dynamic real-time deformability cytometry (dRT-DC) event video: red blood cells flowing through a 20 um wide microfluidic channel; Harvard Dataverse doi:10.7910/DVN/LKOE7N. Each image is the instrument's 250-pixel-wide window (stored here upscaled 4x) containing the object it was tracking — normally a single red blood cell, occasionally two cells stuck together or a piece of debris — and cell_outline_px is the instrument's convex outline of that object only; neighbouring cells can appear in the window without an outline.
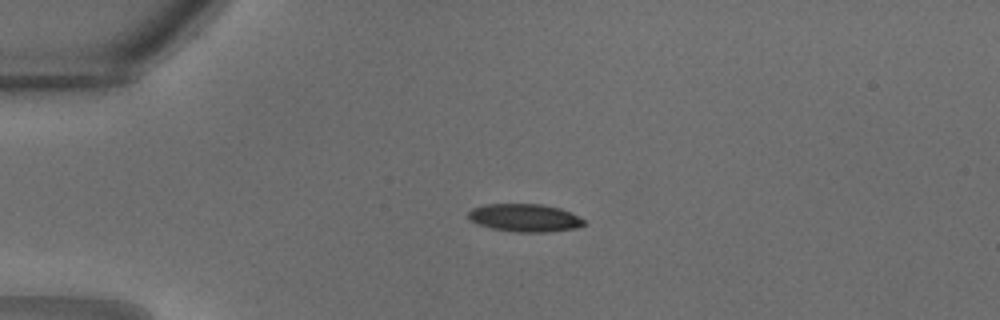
{"species": "common noctule bat (a hibernating species)", "species_latin": "Nyctalus noctula", "temperature_condition": "warm", "stored_images_in_passage": 25, "camera_frame_rate_fps": 3000, "um_per_image_px": 0.085, "animal": {"sex": "male", "body_mass_g": 18.8}, "frame": {"image": 1, "passage_image": 1, "time_ms": 0.0, "image_size_px": [1000, 320], "cell_outline_px": [[584, 224], [576, 228], [548, 232], [516, 232], [492, 228], [476, 224], [468, 220], [468, 212], [472, 208], [484, 204], [540, 204], [560, 208], [572, 212], [584, 220]], "centroid_in_image_um": [44.57, 18.51], "position_along_channel_um": 40.4, "area_um2": 18.9}}
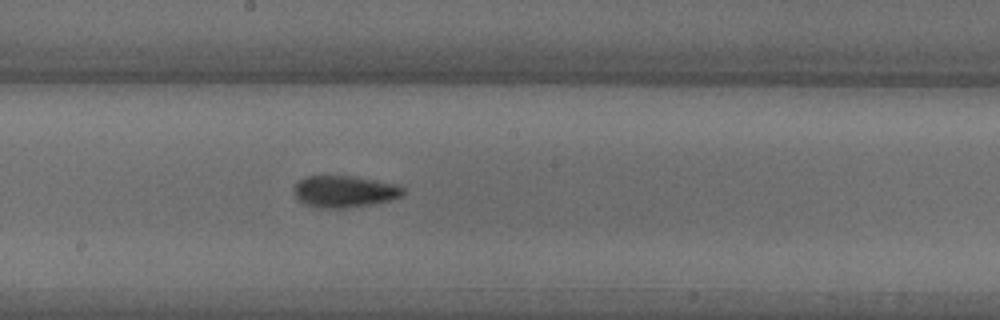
{"frame": {"image": 2, "passage_image": 11, "time_ms": 3.333, "image_size_px": [1000, 320], "cell_outline_px": [[404, 196], [376, 204], [348, 208], [316, 208], [304, 204], [296, 200], [292, 192], [292, 188], [300, 180], [308, 176], [348, 176], [400, 184], [404, 188]], "centroid_in_image_um": [29.27, 16.3], "position_along_channel_um": 218.9, "area_um2": 20.63}}
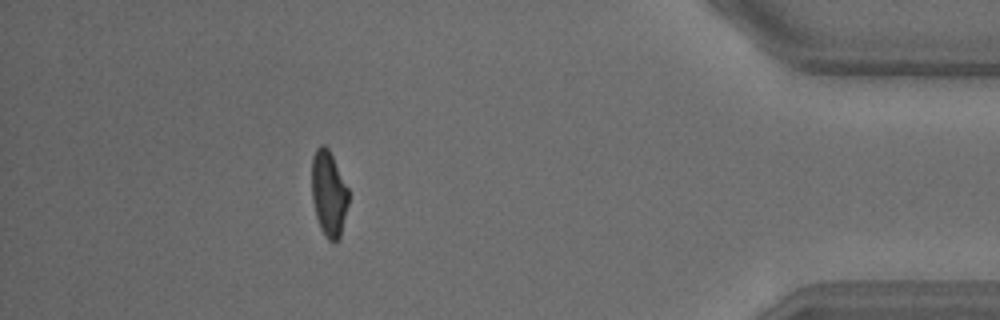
{"frame": {"image": 3, "passage_image": 22, "time_ms": 7.0, "image_size_px": [1000, 320], "cell_outline_px": [[348, 204], [340, 236], [336, 244], [332, 244], [324, 236], [320, 228], [316, 216], [312, 200], [312, 156], [316, 148], [320, 144], [324, 144], [328, 148], [348, 188]], "centroid_in_image_um": [27.93, 16.48], "position_along_channel_um": 407.3, "area_um2": 18.44}}